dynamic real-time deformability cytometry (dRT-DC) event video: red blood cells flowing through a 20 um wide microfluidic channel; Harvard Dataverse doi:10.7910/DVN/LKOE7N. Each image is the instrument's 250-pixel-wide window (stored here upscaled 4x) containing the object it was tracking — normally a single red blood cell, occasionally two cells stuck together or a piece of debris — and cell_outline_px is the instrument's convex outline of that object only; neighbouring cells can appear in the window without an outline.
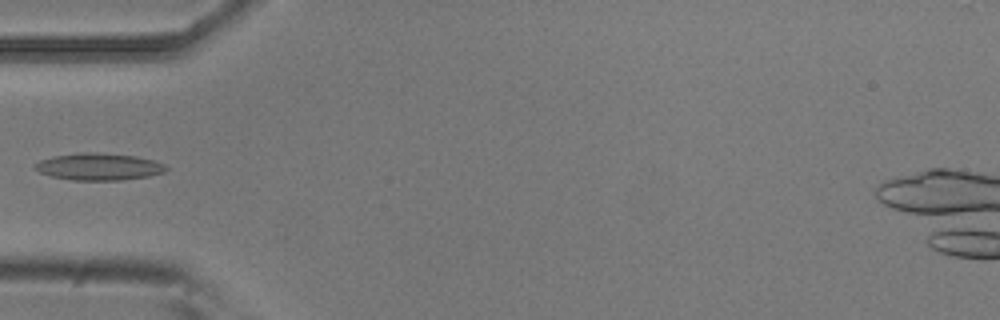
{"species": "common noctule bat (a hibernating species)", "species_latin": "Nyctalus noctula", "temperature_condition": "room temperature", "stored_images_in_passage": 6, "camera_frame_rate_fps": 3000, "um_per_image_px": 0.085, "animal": {"sex": "male", "body_mass_g": 20.5, "forearm_length_mm": 52.5}, "frame": {"image": 1, "passage_image": 4, "time_ms": 1.0, "image_size_px": [1000, 320], "cell_outline_px": [[168, 168], [164, 172], [148, 176], [120, 180], [72, 180], [52, 176], [40, 172], [36, 168], [36, 164], [40, 160], [56, 156], [80, 152], [96, 152], [136, 156], [152, 160], [164, 164]], "centroid_in_image_um": [8.43, 14.16], "position_along_channel_um": 76.6, "area_um2": 20.35}}
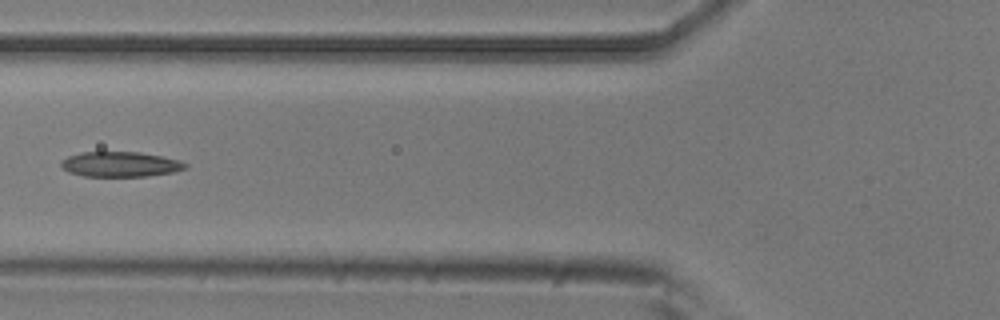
{"frame": {"image": 2, "passage_image": 5, "time_ms": 1.333, "image_size_px": [1000, 320], "cell_outline_px": [[188, 168], [172, 172], [148, 176], [84, 176], [68, 172], [60, 164], [60, 160], [68, 156], [80, 152], [140, 152], [180, 160], [188, 164]], "centroid_in_image_um": [10.22, 13.96], "position_along_channel_um": 115.6, "area_um2": 18.21}}
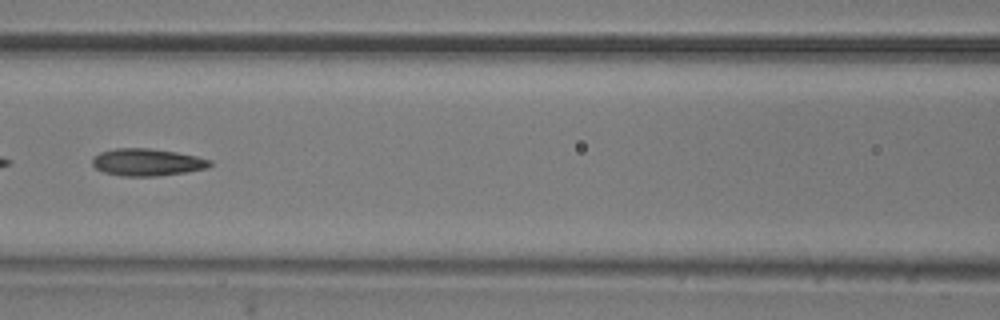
{"frame": {"image": 3, "passage_image": 6, "time_ms": 1.667, "image_size_px": [1000, 320], "cell_outline_px": [[212, 164], [208, 168], [188, 172], [156, 176], [120, 176], [104, 172], [96, 168], [92, 164], [92, 160], [100, 152], [116, 148], [148, 148], [176, 152], [196, 156], [212, 160]], "centroid_in_image_um": [12.53, 13.79], "position_along_channel_um": 154.1, "area_um2": 18.67}}